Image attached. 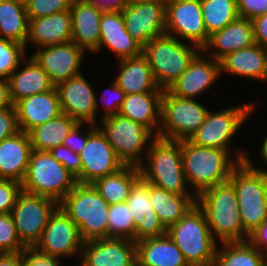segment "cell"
<instances>
[{"instance_id":"1","label":"cell","mask_w":267,"mask_h":266,"mask_svg":"<svg viewBox=\"0 0 267 266\" xmlns=\"http://www.w3.org/2000/svg\"><path fill=\"white\" fill-rule=\"evenodd\" d=\"M236 151L235 156L224 149L199 146L189 140H182L183 170L196 196L229 180L232 170L244 162L248 155L243 149Z\"/></svg>"},{"instance_id":"2","label":"cell","mask_w":267,"mask_h":266,"mask_svg":"<svg viewBox=\"0 0 267 266\" xmlns=\"http://www.w3.org/2000/svg\"><path fill=\"white\" fill-rule=\"evenodd\" d=\"M196 204L203 211L214 237L224 242H245L249 235L244 231L240 218L238 198L228 180L202 191Z\"/></svg>"},{"instance_id":"3","label":"cell","mask_w":267,"mask_h":266,"mask_svg":"<svg viewBox=\"0 0 267 266\" xmlns=\"http://www.w3.org/2000/svg\"><path fill=\"white\" fill-rule=\"evenodd\" d=\"M148 147L147 163L144 161L139 166L141 177L167 192L194 195L186 186L188 183L183 170L182 141L156 136Z\"/></svg>"},{"instance_id":"4","label":"cell","mask_w":267,"mask_h":266,"mask_svg":"<svg viewBox=\"0 0 267 266\" xmlns=\"http://www.w3.org/2000/svg\"><path fill=\"white\" fill-rule=\"evenodd\" d=\"M244 231L250 235L267 220V170L254 166L249 155L231 172Z\"/></svg>"},{"instance_id":"5","label":"cell","mask_w":267,"mask_h":266,"mask_svg":"<svg viewBox=\"0 0 267 266\" xmlns=\"http://www.w3.org/2000/svg\"><path fill=\"white\" fill-rule=\"evenodd\" d=\"M59 206L79 227L84 242L108 238L110 205L92 184L77 183Z\"/></svg>"},{"instance_id":"6","label":"cell","mask_w":267,"mask_h":266,"mask_svg":"<svg viewBox=\"0 0 267 266\" xmlns=\"http://www.w3.org/2000/svg\"><path fill=\"white\" fill-rule=\"evenodd\" d=\"M166 233L182 252L189 266H212L218 243L197 204L169 227Z\"/></svg>"},{"instance_id":"7","label":"cell","mask_w":267,"mask_h":266,"mask_svg":"<svg viewBox=\"0 0 267 266\" xmlns=\"http://www.w3.org/2000/svg\"><path fill=\"white\" fill-rule=\"evenodd\" d=\"M200 49L185 44L174 36L163 34L150 40L143 47L153 76L163 90H167L188 68Z\"/></svg>"},{"instance_id":"8","label":"cell","mask_w":267,"mask_h":266,"mask_svg":"<svg viewBox=\"0 0 267 266\" xmlns=\"http://www.w3.org/2000/svg\"><path fill=\"white\" fill-rule=\"evenodd\" d=\"M76 184V178L49 151L32 150L22 191L60 203Z\"/></svg>"},{"instance_id":"9","label":"cell","mask_w":267,"mask_h":266,"mask_svg":"<svg viewBox=\"0 0 267 266\" xmlns=\"http://www.w3.org/2000/svg\"><path fill=\"white\" fill-rule=\"evenodd\" d=\"M101 120L103 127L99 125L97 127L106 136L117 157L124 165L139 167L143 163L141 153L147 154L146 149L149 148L147 146L156 136L147 127L120 114Z\"/></svg>"},{"instance_id":"10","label":"cell","mask_w":267,"mask_h":266,"mask_svg":"<svg viewBox=\"0 0 267 266\" xmlns=\"http://www.w3.org/2000/svg\"><path fill=\"white\" fill-rule=\"evenodd\" d=\"M209 110L195 99L181 98L164 90L161 97L158 137L189 140L205 121Z\"/></svg>"},{"instance_id":"11","label":"cell","mask_w":267,"mask_h":266,"mask_svg":"<svg viewBox=\"0 0 267 266\" xmlns=\"http://www.w3.org/2000/svg\"><path fill=\"white\" fill-rule=\"evenodd\" d=\"M255 102L230 107L218 112L209 110L205 121L190 137L193 144L227 150L229 153L232 138L240 130L247 118L253 114ZM230 142V143H229Z\"/></svg>"},{"instance_id":"12","label":"cell","mask_w":267,"mask_h":266,"mask_svg":"<svg viewBox=\"0 0 267 266\" xmlns=\"http://www.w3.org/2000/svg\"><path fill=\"white\" fill-rule=\"evenodd\" d=\"M59 207L55 200L22 191L11 210L21 243L33 248L47 226L50 216Z\"/></svg>"},{"instance_id":"13","label":"cell","mask_w":267,"mask_h":266,"mask_svg":"<svg viewBox=\"0 0 267 266\" xmlns=\"http://www.w3.org/2000/svg\"><path fill=\"white\" fill-rule=\"evenodd\" d=\"M165 33L189 41L202 50L209 36L203 22L201 0H167Z\"/></svg>"},{"instance_id":"14","label":"cell","mask_w":267,"mask_h":266,"mask_svg":"<svg viewBox=\"0 0 267 266\" xmlns=\"http://www.w3.org/2000/svg\"><path fill=\"white\" fill-rule=\"evenodd\" d=\"M84 241L81 238L79 227L59 206L43 230L39 241L33 247L38 252L51 257L62 259L81 255Z\"/></svg>"},{"instance_id":"15","label":"cell","mask_w":267,"mask_h":266,"mask_svg":"<svg viewBox=\"0 0 267 266\" xmlns=\"http://www.w3.org/2000/svg\"><path fill=\"white\" fill-rule=\"evenodd\" d=\"M78 154L81 171L76 181L79 184H93L125 166L98 127L88 136L86 145Z\"/></svg>"},{"instance_id":"16","label":"cell","mask_w":267,"mask_h":266,"mask_svg":"<svg viewBox=\"0 0 267 266\" xmlns=\"http://www.w3.org/2000/svg\"><path fill=\"white\" fill-rule=\"evenodd\" d=\"M60 109L78 123L95 124L100 104L90 83L81 73L57 86Z\"/></svg>"},{"instance_id":"17","label":"cell","mask_w":267,"mask_h":266,"mask_svg":"<svg viewBox=\"0 0 267 266\" xmlns=\"http://www.w3.org/2000/svg\"><path fill=\"white\" fill-rule=\"evenodd\" d=\"M85 50L73 41L38 48L32 56L41 65L52 83H59L81 74L80 66Z\"/></svg>"},{"instance_id":"18","label":"cell","mask_w":267,"mask_h":266,"mask_svg":"<svg viewBox=\"0 0 267 266\" xmlns=\"http://www.w3.org/2000/svg\"><path fill=\"white\" fill-rule=\"evenodd\" d=\"M121 11L127 33L143 47L165 34L166 2L128 4Z\"/></svg>"},{"instance_id":"19","label":"cell","mask_w":267,"mask_h":266,"mask_svg":"<svg viewBox=\"0 0 267 266\" xmlns=\"http://www.w3.org/2000/svg\"><path fill=\"white\" fill-rule=\"evenodd\" d=\"M80 259V266H137L136 242L125 238L87 241Z\"/></svg>"},{"instance_id":"20","label":"cell","mask_w":267,"mask_h":266,"mask_svg":"<svg viewBox=\"0 0 267 266\" xmlns=\"http://www.w3.org/2000/svg\"><path fill=\"white\" fill-rule=\"evenodd\" d=\"M204 55V51L200 50L186 71L167 89L172 95L193 99L208 90L221 76L219 61L206 55L204 58Z\"/></svg>"},{"instance_id":"21","label":"cell","mask_w":267,"mask_h":266,"mask_svg":"<svg viewBox=\"0 0 267 266\" xmlns=\"http://www.w3.org/2000/svg\"><path fill=\"white\" fill-rule=\"evenodd\" d=\"M127 205L135 223V242L165 235L162 225L149 200V183L142 177L133 185Z\"/></svg>"},{"instance_id":"22","label":"cell","mask_w":267,"mask_h":266,"mask_svg":"<svg viewBox=\"0 0 267 266\" xmlns=\"http://www.w3.org/2000/svg\"><path fill=\"white\" fill-rule=\"evenodd\" d=\"M103 46L114 52L117 60L135 57L143 53V46L126 31L121 10H104L100 20L99 53Z\"/></svg>"},{"instance_id":"23","label":"cell","mask_w":267,"mask_h":266,"mask_svg":"<svg viewBox=\"0 0 267 266\" xmlns=\"http://www.w3.org/2000/svg\"><path fill=\"white\" fill-rule=\"evenodd\" d=\"M255 44L252 20L241 18L232 21L223 29L209 36L207 45L202 49L216 61L239 49ZM209 53V54H208Z\"/></svg>"},{"instance_id":"24","label":"cell","mask_w":267,"mask_h":266,"mask_svg":"<svg viewBox=\"0 0 267 266\" xmlns=\"http://www.w3.org/2000/svg\"><path fill=\"white\" fill-rule=\"evenodd\" d=\"M14 106L19 129L26 133L62 113L56 86L47 92L25 97Z\"/></svg>"},{"instance_id":"25","label":"cell","mask_w":267,"mask_h":266,"mask_svg":"<svg viewBox=\"0 0 267 266\" xmlns=\"http://www.w3.org/2000/svg\"><path fill=\"white\" fill-rule=\"evenodd\" d=\"M69 10L72 17L71 41L85 51L94 52L99 47L100 20L104 9L84 0H72Z\"/></svg>"},{"instance_id":"26","label":"cell","mask_w":267,"mask_h":266,"mask_svg":"<svg viewBox=\"0 0 267 266\" xmlns=\"http://www.w3.org/2000/svg\"><path fill=\"white\" fill-rule=\"evenodd\" d=\"M72 39V17L70 10L48 16L29 19L28 41L37 48L70 42Z\"/></svg>"},{"instance_id":"27","label":"cell","mask_w":267,"mask_h":266,"mask_svg":"<svg viewBox=\"0 0 267 266\" xmlns=\"http://www.w3.org/2000/svg\"><path fill=\"white\" fill-rule=\"evenodd\" d=\"M32 145L28 133L19 131L0 141V179L21 183L29 164Z\"/></svg>"},{"instance_id":"28","label":"cell","mask_w":267,"mask_h":266,"mask_svg":"<svg viewBox=\"0 0 267 266\" xmlns=\"http://www.w3.org/2000/svg\"><path fill=\"white\" fill-rule=\"evenodd\" d=\"M119 72L114 79L126 95L146 92H163L153 76L150 64L142 53L118 61Z\"/></svg>"},{"instance_id":"29","label":"cell","mask_w":267,"mask_h":266,"mask_svg":"<svg viewBox=\"0 0 267 266\" xmlns=\"http://www.w3.org/2000/svg\"><path fill=\"white\" fill-rule=\"evenodd\" d=\"M223 72L253 80L267 81V52L258 44L239 49L219 61Z\"/></svg>"},{"instance_id":"30","label":"cell","mask_w":267,"mask_h":266,"mask_svg":"<svg viewBox=\"0 0 267 266\" xmlns=\"http://www.w3.org/2000/svg\"><path fill=\"white\" fill-rule=\"evenodd\" d=\"M22 62L26 67L24 66L19 72L17 68L8 79L13 104L25 97L44 93L55 87L32 55L27 59L25 57Z\"/></svg>"},{"instance_id":"31","label":"cell","mask_w":267,"mask_h":266,"mask_svg":"<svg viewBox=\"0 0 267 266\" xmlns=\"http://www.w3.org/2000/svg\"><path fill=\"white\" fill-rule=\"evenodd\" d=\"M162 94L163 92H146L125 95L119 114L147 127L157 136Z\"/></svg>"},{"instance_id":"32","label":"cell","mask_w":267,"mask_h":266,"mask_svg":"<svg viewBox=\"0 0 267 266\" xmlns=\"http://www.w3.org/2000/svg\"><path fill=\"white\" fill-rule=\"evenodd\" d=\"M137 266H189L166 233L136 242Z\"/></svg>"},{"instance_id":"33","label":"cell","mask_w":267,"mask_h":266,"mask_svg":"<svg viewBox=\"0 0 267 266\" xmlns=\"http://www.w3.org/2000/svg\"><path fill=\"white\" fill-rule=\"evenodd\" d=\"M196 195H178L149 183V200L162 225L168 229L196 204Z\"/></svg>"},{"instance_id":"34","label":"cell","mask_w":267,"mask_h":266,"mask_svg":"<svg viewBox=\"0 0 267 266\" xmlns=\"http://www.w3.org/2000/svg\"><path fill=\"white\" fill-rule=\"evenodd\" d=\"M141 178L139 167L125 165L114 174L96 180L92 185L109 205L126 202L133 185Z\"/></svg>"},{"instance_id":"35","label":"cell","mask_w":267,"mask_h":266,"mask_svg":"<svg viewBox=\"0 0 267 266\" xmlns=\"http://www.w3.org/2000/svg\"><path fill=\"white\" fill-rule=\"evenodd\" d=\"M78 122L65 113L28 132L32 150L50 151L63 144L64 139Z\"/></svg>"},{"instance_id":"36","label":"cell","mask_w":267,"mask_h":266,"mask_svg":"<svg viewBox=\"0 0 267 266\" xmlns=\"http://www.w3.org/2000/svg\"><path fill=\"white\" fill-rule=\"evenodd\" d=\"M29 18L25 5L17 0H0V38L27 47Z\"/></svg>"},{"instance_id":"37","label":"cell","mask_w":267,"mask_h":266,"mask_svg":"<svg viewBox=\"0 0 267 266\" xmlns=\"http://www.w3.org/2000/svg\"><path fill=\"white\" fill-rule=\"evenodd\" d=\"M212 266H267V257L249 241L224 242L217 247Z\"/></svg>"},{"instance_id":"38","label":"cell","mask_w":267,"mask_h":266,"mask_svg":"<svg viewBox=\"0 0 267 266\" xmlns=\"http://www.w3.org/2000/svg\"><path fill=\"white\" fill-rule=\"evenodd\" d=\"M201 9L208 36L240 17L237 0H201Z\"/></svg>"},{"instance_id":"39","label":"cell","mask_w":267,"mask_h":266,"mask_svg":"<svg viewBox=\"0 0 267 266\" xmlns=\"http://www.w3.org/2000/svg\"><path fill=\"white\" fill-rule=\"evenodd\" d=\"M108 238H125L135 241V223L127 202L109 206Z\"/></svg>"},{"instance_id":"40","label":"cell","mask_w":267,"mask_h":266,"mask_svg":"<svg viewBox=\"0 0 267 266\" xmlns=\"http://www.w3.org/2000/svg\"><path fill=\"white\" fill-rule=\"evenodd\" d=\"M24 45L0 38V78L9 79L27 56Z\"/></svg>"},{"instance_id":"41","label":"cell","mask_w":267,"mask_h":266,"mask_svg":"<svg viewBox=\"0 0 267 266\" xmlns=\"http://www.w3.org/2000/svg\"><path fill=\"white\" fill-rule=\"evenodd\" d=\"M25 249L18 237L11 213H0V253H20Z\"/></svg>"},{"instance_id":"42","label":"cell","mask_w":267,"mask_h":266,"mask_svg":"<svg viewBox=\"0 0 267 266\" xmlns=\"http://www.w3.org/2000/svg\"><path fill=\"white\" fill-rule=\"evenodd\" d=\"M72 0H30L26 5L29 19H36L70 9Z\"/></svg>"},{"instance_id":"43","label":"cell","mask_w":267,"mask_h":266,"mask_svg":"<svg viewBox=\"0 0 267 266\" xmlns=\"http://www.w3.org/2000/svg\"><path fill=\"white\" fill-rule=\"evenodd\" d=\"M49 152L52 157L60 162L75 178L80 175L81 159L78 153H74L63 144L52 148Z\"/></svg>"},{"instance_id":"44","label":"cell","mask_w":267,"mask_h":266,"mask_svg":"<svg viewBox=\"0 0 267 266\" xmlns=\"http://www.w3.org/2000/svg\"><path fill=\"white\" fill-rule=\"evenodd\" d=\"M21 192V183L0 179V213H11Z\"/></svg>"},{"instance_id":"45","label":"cell","mask_w":267,"mask_h":266,"mask_svg":"<svg viewBox=\"0 0 267 266\" xmlns=\"http://www.w3.org/2000/svg\"><path fill=\"white\" fill-rule=\"evenodd\" d=\"M111 83L112 84L109 88L111 92L108 90L106 94L107 95L108 93L109 95L113 94L114 98H112V95L111 96L104 95L102 97L104 101L103 99L101 100L103 101V104H104L103 108L105 109L103 115L101 116L103 118H106L111 115L119 114L123 101L125 99V95H126L125 92L116 84L115 80H113Z\"/></svg>"},{"instance_id":"46","label":"cell","mask_w":267,"mask_h":266,"mask_svg":"<svg viewBox=\"0 0 267 266\" xmlns=\"http://www.w3.org/2000/svg\"><path fill=\"white\" fill-rule=\"evenodd\" d=\"M19 131L15 106L0 110V141L14 136Z\"/></svg>"},{"instance_id":"47","label":"cell","mask_w":267,"mask_h":266,"mask_svg":"<svg viewBox=\"0 0 267 266\" xmlns=\"http://www.w3.org/2000/svg\"><path fill=\"white\" fill-rule=\"evenodd\" d=\"M83 124L85 123H77L63 141V145L71 149L74 153H79L84 148L88 136L97 128V125L89 123L90 129L85 131L87 133L81 135L80 129Z\"/></svg>"},{"instance_id":"48","label":"cell","mask_w":267,"mask_h":266,"mask_svg":"<svg viewBox=\"0 0 267 266\" xmlns=\"http://www.w3.org/2000/svg\"><path fill=\"white\" fill-rule=\"evenodd\" d=\"M237 9L241 18L253 20L267 14V0H237Z\"/></svg>"},{"instance_id":"49","label":"cell","mask_w":267,"mask_h":266,"mask_svg":"<svg viewBox=\"0 0 267 266\" xmlns=\"http://www.w3.org/2000/svg\"><path fill=\"white\" fill-rule=\"evenodd\" d=\"M59 258L51 257L34 248L23 251V266H61Z\"/></svg>"},{"instance_id":"50","label":"cell","mask_w":267,"mask_h":266,"mask_svg":"<svg viewBox=\"0 0 267 266\" xmlns=\"http://www.w3.org/2000/svg\"><path fill=\"white\" fill-rule=\"evenodd\" d=\"M248 241L267 257V220L249 235Z\"/></svg>"},{"instance_id":"51","label":"cell","mask_w":267,"mask_h":266,"mask_svg":"<svg viewBox=\"0 0 267 266\" xmlns=\"http://www.w3.org/2000/svg\"><path fill=\"white\" fill-rule=\"evenodd\" d=\"M254 27L255 43L266 47L267 46V14L258 16L252 20Z\"/></svg>"},{"instance_id":"52","label":"cell","mask_w":267,"mask_h":266,"mask_svg":"<svg viewBox=\"0 0 267 266\" xmlns=\"http://www.w3.org/2000/svg\"><path fill=\"white\" fill-rule=\"evenodd\" d=\"M90 4H96L104 10H123L127 5V0H84Z\"/></svg>"},{"instance_id":"53","label":"cell","mask_w":267,"mask_h":266,"mask_svg":"<svg viewBox=\"0 0 267 266\" xmlns=\"http://www.w3.org/2000/svg\"><path fill=\"white\" fill-rule=\"evenodd\" d=\"M10 97V86L7 79L0 78V110L13 106Z\"/></svg>"},{"instance_id":"54","label":"cell","mask_w":267,"mask_h":266,"mask_svg":"<svg viewBox=\"0 0 267 266\" xmlns=\"http://www.w3.org/2000/svg\"><path fill=\"white\" fill-rule=\"evenodd\" d=\"M0 266H23V252L0 253Z\"/></svg>"},{"instance_id":"55","label":"cell","mask_w":267,"mask_h":266,"mask_svg":"<svg viewBox=\"0 0 267 266\" xmlns=\"http://www.w3.org/2000/svg\"><path fill=\"white\" fill-rule=\"evenodd\" d=\"M262 147H261V158H263L265 164H267V136L262 141Z\"/></svg>"},{"instance_id":"56","label":"cell","mask_w":267,"mask_h":266,"mask_svg":"<svg viewBox=\"0 0 267 266\" xmlns=\"http://www.w3.org/2000/svg\"><path fill=\"white\" fill-rule=\"evenodd\" d=\"M167 0H127L128 4H141V3H152V2H166Z\"/></svg>"},{"instance_id":"57","label":"cell","mask_w":267,"mask_h":266,"mask_svg":"<svg viewBox=\"0 0 267 266\" xmlns=\"http://www.w3.org/2000/svg\"><path fill=\"white\" fill-rule=\"evenodd\" d=\"M19 3L26 5L30 0H17Z\"/></svg>"}]
</instances>
